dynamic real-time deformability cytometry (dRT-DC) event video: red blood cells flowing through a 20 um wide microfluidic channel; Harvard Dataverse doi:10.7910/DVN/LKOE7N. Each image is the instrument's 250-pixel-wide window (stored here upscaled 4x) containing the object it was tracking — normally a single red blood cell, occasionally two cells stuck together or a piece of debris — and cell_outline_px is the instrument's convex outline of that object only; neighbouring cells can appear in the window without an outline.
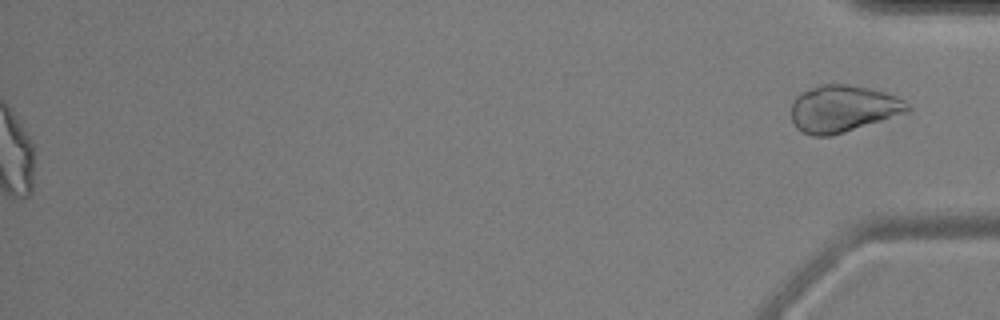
{"species": "common noctule bat (a hibernating species)", "species_latin": "Nyctalus noctula", "temperature_condition": "cold", "stored_images_in_passage": 55, "segment_of_instrument_passage": [2, 2], "camera_frame_rate_fps": 3000, "um_per_image_px": 0.085, "animal": {"sex": "male", "body_mass_g": 17.9, "forearm_length_mm": 54.2}, "frame": {"image": 1, "passage_image": 55, "time_ms": 18.0, "image_size_px": [1000, 320], "cell_outline_px": [[912, 108], [908, 112], [832, 136], [812, 136], [796, 128], [792, 120], [792, 100], [800, 92], [824, 84], [852, 84], [872, 88], [896, 96], [904, 100]], "centroid_in_image_um": [71.65, 9.23], "position_along_channel_um": 363.5, "area_um2": 31.91}}